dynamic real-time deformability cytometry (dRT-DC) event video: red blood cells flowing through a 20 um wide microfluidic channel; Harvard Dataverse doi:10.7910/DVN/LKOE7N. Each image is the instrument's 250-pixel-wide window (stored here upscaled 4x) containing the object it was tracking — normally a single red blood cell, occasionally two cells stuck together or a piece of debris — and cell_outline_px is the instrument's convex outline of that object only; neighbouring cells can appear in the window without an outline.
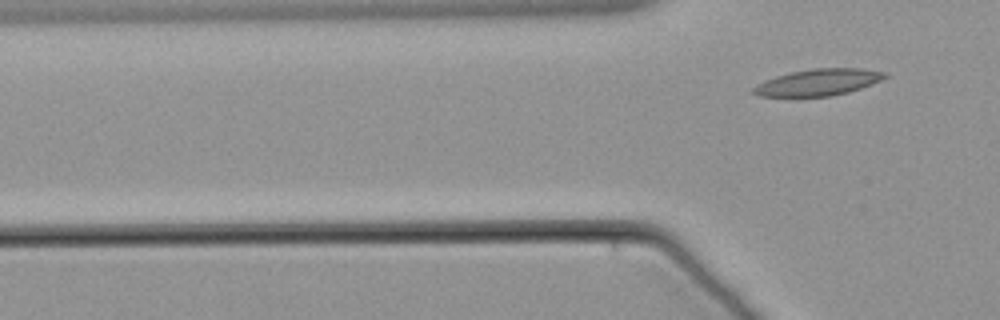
{"species": "common noctule bat (a hibernating species)", "species_latin": "Nyctalus noctula", "temperature_condition": "warm", "stored_images_in_passage": 2, "camera_frame_rate_fps": 3000, "um_per_image_px": 0.085, "animal": {"sex": "male", "body_mass_g": 21.5, "forearm_length_mm": 52.0}, "frame": {"image": 1, "passage_image": 2, "time_ms": 0.333, "image_size_px": [1000, 320], "cell_outline_px": [[888, 76], [872, 84], [848, 92], [832, 96], [756, 96], [752, 92], [752, 88], [756, 84], [764, 80], [776, 76], [792, 72], [812, 68], [864, 68], [888, 72]], "centroid_in_image_um": [69.56, 6.99], "position_along_channel_um": 56.2, "area_um2": 20.46}}